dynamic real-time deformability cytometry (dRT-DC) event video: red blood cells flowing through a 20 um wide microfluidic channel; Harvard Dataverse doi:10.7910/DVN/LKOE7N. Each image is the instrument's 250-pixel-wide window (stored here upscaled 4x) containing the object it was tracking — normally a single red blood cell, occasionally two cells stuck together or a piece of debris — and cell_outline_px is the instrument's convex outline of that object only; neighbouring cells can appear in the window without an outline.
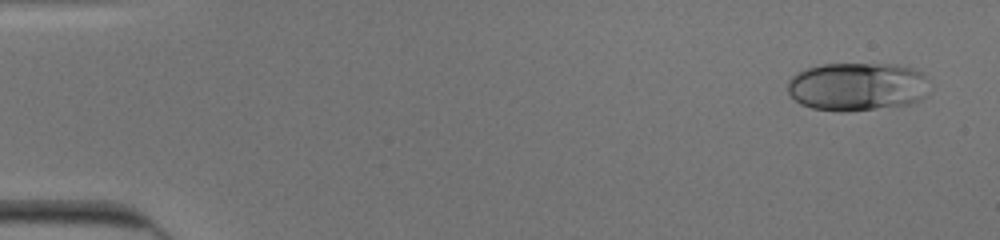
{"species": "human", "species_latin": "Homo sapiens", "temperature_condition": "cold", "stored_images_in_passage": 52, "camera_frame_rate_fps": 3000, "um_per_image_px": 0.085, "donor": {"sex": "male"}, "frame": {"image": 1, "passage_image": 3, "time_ms": 0.667, "image_size_px": [1000, 240], "cell_outline_px": [[924, 96], [920, 100], [912, 104], [848, 112], [840, 112], [812, 108], [800, 104], [788, 92], [788, 80], [796, 72], [808, 68], [824, 64], [896, 64], [912, 68], [920, 72], [924, 76]], "centroid_in_image_um": [72.81, 7.37], "position_along_channel_um": 12.2, "area_um2": 39.88}}
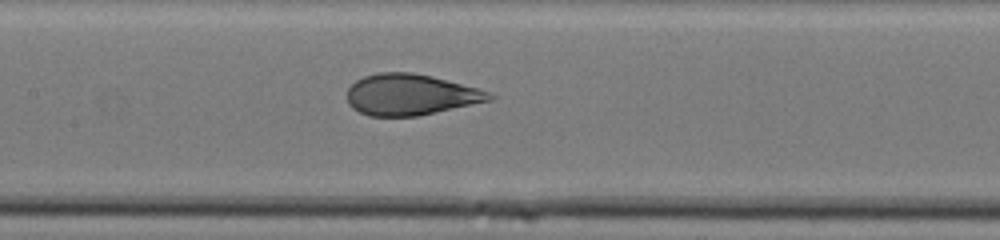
{"frame": {"image": 2, "passage_image": 26, "time_ms": 8.333, "image_size_px": [1000, 240], "cell_outline_px": [[496, 96], [492, 100], [416, 116], [368, 116], [352, 108], [348, 104], [348, 88], [356, 80], [364, 76], [376, 72], [412, 72], [432, 76], [492, 92]], "centroid_in_image_um": [34.89, 8.04], "position_along_channel_um": 172.5, "area_um2": 34.04}}
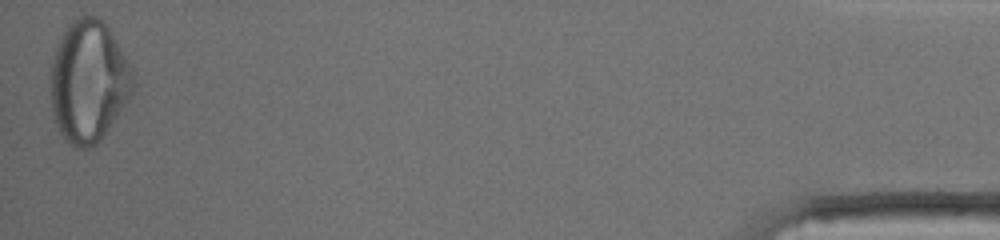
{"frame": {"image": 3, "passage_image": 52, "time_ms": 17.0, "image_size_px": [1000, 240], "cell_outline_px": [[136, 88], [132, 96], [100, 140], [96, 144], [84, 148], [76, 148], [60, 132], [56, 124], [52, 112], [52, 60], [56, 44], [60, 36], [68, 24], [72, 20], [80, 16], [96, 16], [104, 20], [132, 68], [136, 84]], "centroid_in_image_um": [7.56, 6.89], "position_along_channel_um": 427.6, "area_um2": 58.49}, "authors_computed_cell_mechanics": {"area_um2": 37.7723, "velocity_mm_per_s": 3.9246, "shape_relaxation_time_tau1_ms": 4.0878, "shape_relaxation_time_tau2_ms": null, "deformation_change_tau1": 0.1609, "deformation_change_tau2": null}}